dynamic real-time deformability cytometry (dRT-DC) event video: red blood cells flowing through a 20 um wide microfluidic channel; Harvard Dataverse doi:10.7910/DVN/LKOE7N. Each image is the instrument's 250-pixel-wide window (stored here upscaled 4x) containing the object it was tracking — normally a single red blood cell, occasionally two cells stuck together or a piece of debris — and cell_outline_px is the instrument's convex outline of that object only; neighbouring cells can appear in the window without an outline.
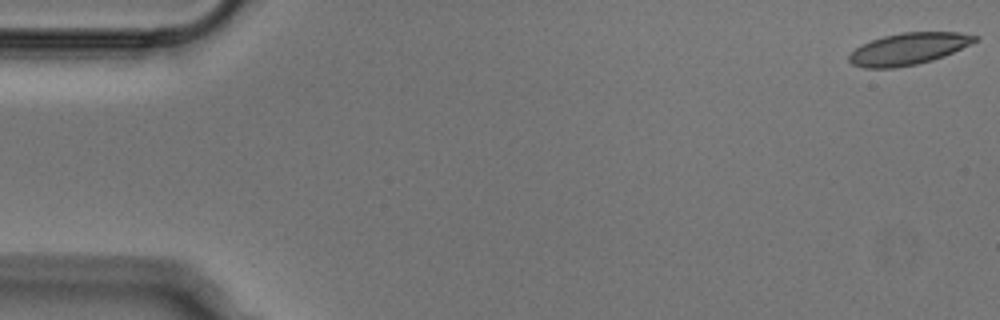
{"species": "Egyptian fruit bat (a non-hibernating species)", "species_latin": "Rousettus aegyptiacus", "temperature_condition": "cold", "stored_images_in_passage": 20, "camera_frame_rate_fps": 3000, "um_per_image_px": 0.085, "animal": {"sex": "male"}, "frame": {"image": 1, "passage_image": 1, "time_ms": 0.0, "image_size_px": [1000, 320], "cell_outline_px": [[980, 36], [976, 40], [944, 56], [932, 60], [916, 64], [896, 68], [864, 68], [852, 64], [848, 60], [848, 56], [860, 44], [884, 36], [900, 32], [960, 32]], "centroid_in_image_um": [77.18, 4.15], "position_along_channel_um": 7.8, "area_um2": 23.18}}
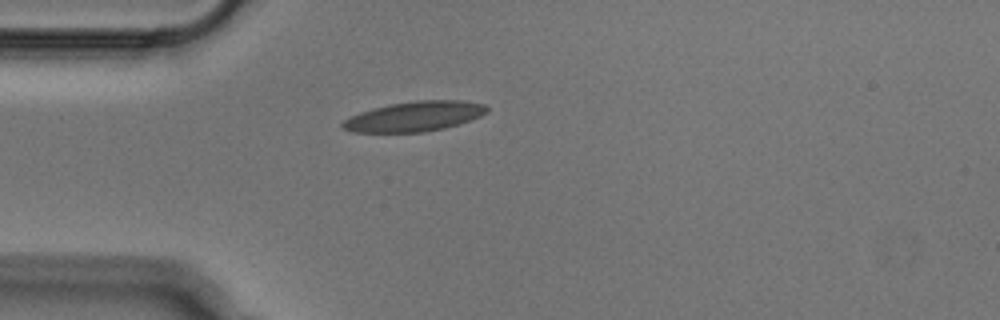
{"frame": {"image": 2, "passage_image": 14, "time_ms": 4.333, "image_size_px": [1000, 320], "cell_outline_px": [[488, 112], [480, 116], [444, 128], [424, 132], [352, 132], [344, 128], [340, 124], [344, 120], [360, 112], [372, 108], [392, 104], [416, 100], [464, 100], [484, 104], [488, 108]], "centroid_in_image_um": [35.23, 9.89], "position_along_channel_um": 49.8, "area_um2": 24.97}}
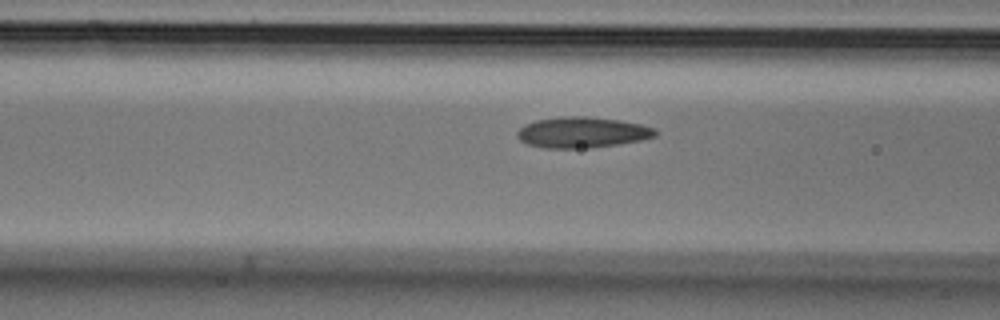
{"frame": {"image": 3, "passage_image": 20, "time_ms": 6.333, "image_size_px": [1000, 320], "cell_outline_px": [[656, 136], [640, 140], [620, 144], [588, 148], [544, 148], [528, 144], [520, 140], [516, 136], [516, 132], [524, 124], [536, 120], [560, 116], [584, 116], [620, 120], [640, 124], [656, 128]], "centroid_in_image_um": [49.46, 11.25], "position_along_channel_um": 117.1, "area_um2": 24.91}}